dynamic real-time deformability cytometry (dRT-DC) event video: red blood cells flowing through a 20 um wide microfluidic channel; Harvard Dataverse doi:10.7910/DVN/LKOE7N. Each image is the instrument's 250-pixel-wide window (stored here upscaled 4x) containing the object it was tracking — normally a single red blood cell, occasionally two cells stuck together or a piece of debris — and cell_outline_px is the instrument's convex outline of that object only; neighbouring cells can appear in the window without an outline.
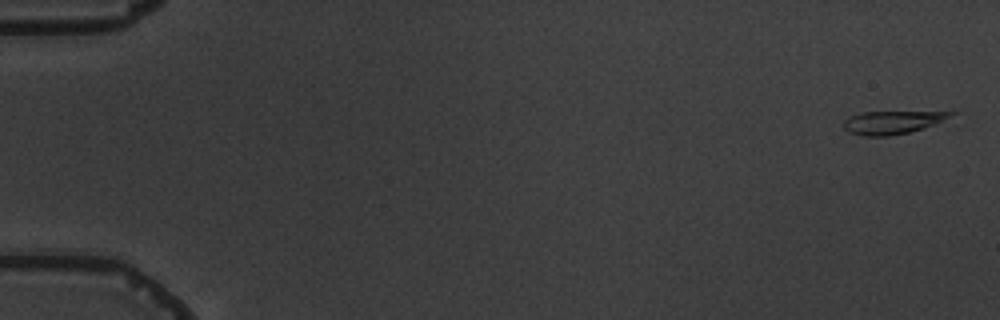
{"species": "common noctule bat (a hibernating species)", "species_latin": "Nyctalus noctula", "temperature_condition": "warm", "stored_images_in_passage": 5, "camera_frame_rate_fps": 3000, "um_per_image_px": 0.085, "animal": {"sex": "male", "body_mass_g": 19.5, "forearm_length_mm": 54.6}, "frame": {"image": 1, "passage_image": 1, "time_ms": 0.0, "image_size_px": [1000, 320], "cell_outline_px": [[960, 112], [936, 124], [924, 128], [908, 132], [888, 136], [864, 136], [848, 132], [844, 128], [844, 120], [848, 116], [860, 112]], "centroid_in_image_um": [75.83, 10.4], "position_along_channel_um": 9.2, "area_um2": 14.39}}
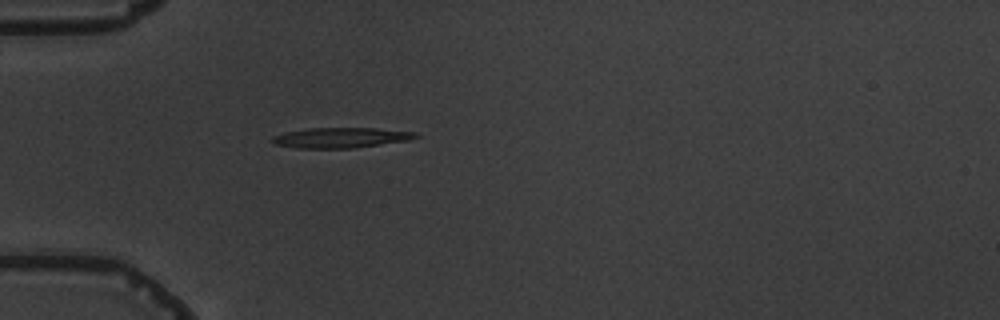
{"frame": {"image": 2, "passage_image": 5, "time_ms": 5.333, "image_size_px": [1000, 320], "cell_outline_px": [[420, 136], [408, 140], [352, 148], [296, 148], [276, 144], [272, 140], [272, 136], [284, 132], [308, 128], [376, 128], [416, 132]], "centroid_in_image_um": [28.96, 11.69], "position_along_channel_um": 56.0, "area_um2": 16.82}}